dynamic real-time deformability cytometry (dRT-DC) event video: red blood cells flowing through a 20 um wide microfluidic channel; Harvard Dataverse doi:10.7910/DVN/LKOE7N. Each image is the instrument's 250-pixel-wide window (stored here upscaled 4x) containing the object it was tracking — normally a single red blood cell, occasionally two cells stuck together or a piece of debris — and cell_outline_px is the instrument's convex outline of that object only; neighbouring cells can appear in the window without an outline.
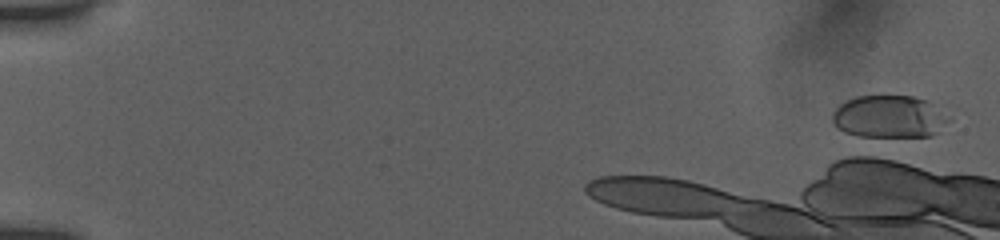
{"species": "human", "species_latin": "Homo sapiens", "temperature_condition": "room temperature", "stored_images_in_passage": 4, "camera_frame_rate_fps": 3000, "um_per_image_px": 0.085, "donor": {"sex": "female"}, "frame": {"image": 1, "passage_image": 3, "time_ms": 0.333, "image_size_px": [1000, 240], "cell_outline_px": [[952, 120], [932, 136], [872, 140], [868, 140], [844, 132], [836, 128], [832, 120], [832, 112], [840, 104], [856, 96], [912, 96], [928, 100], [940, 104], [952, 116]], "centroid_in_image_um": [75.66, 9.97], "position_along_channel_um": 9.3, "area_um2": 30.69}}